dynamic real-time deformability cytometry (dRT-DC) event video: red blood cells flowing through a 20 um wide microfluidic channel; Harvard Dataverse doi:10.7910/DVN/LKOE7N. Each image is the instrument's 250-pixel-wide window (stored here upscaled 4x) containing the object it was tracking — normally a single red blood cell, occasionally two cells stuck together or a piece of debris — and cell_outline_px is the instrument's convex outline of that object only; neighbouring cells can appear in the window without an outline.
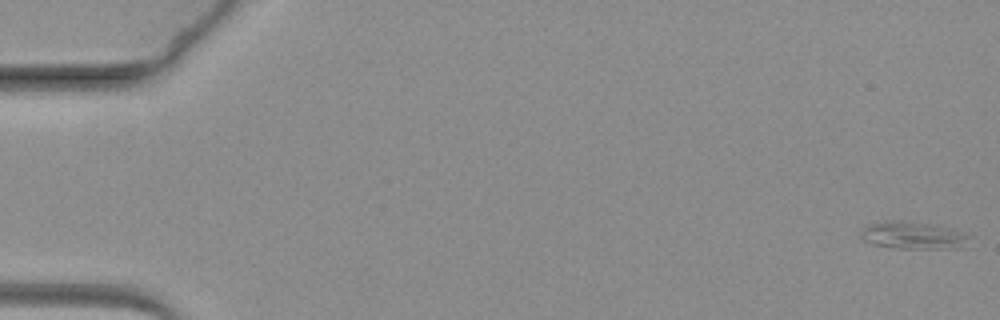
{"species": "common noctule bat (a hibernating species)", "species_latin": "Nyctalus noctula", "temperature_condition": "warm", "stored_images_in_passage": 63, "camera_frame_rate_fps": 3000, "um_per_image_px": 0.085, "animal": {"sex": "female", "body_mass_g": 19.3, "forearm_length_mm": 54.1}, "frame": {"image": 1, "passage_image": 1, "time_ms": 0.0, "image_size_px": [1000, 320], "cell_outline_px": [[968, 248], [896, 248], [872, 244], [860, 240], [860, 232], [868, 224], [884, 220], [904, 220], [952, 228], [964, 232], [968, 236]], "centroid_in_image_um": [77.59, 20.0], "position_along_channel_um": 7.4, "area_um2": 17.63}}
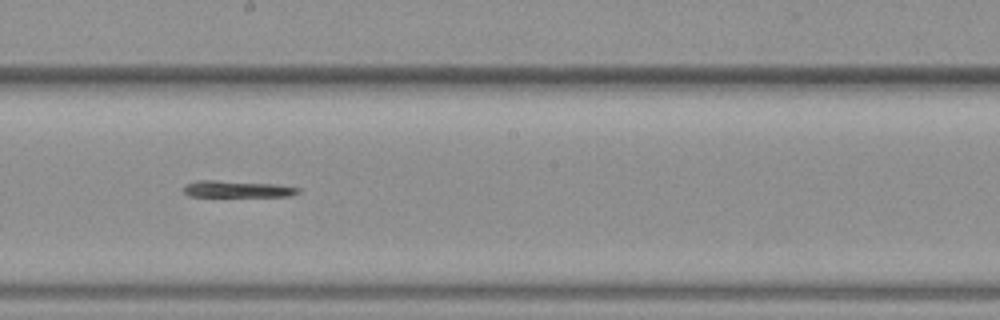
{"frame": {"image": 2, "passage_image": 36, "time_ms": 11.667, "image_size_px": [1000, 320], "cell_outline_px": [[300, 192], [288, 196], [188, 196], [184, 192], [184, 184], [200, 180], [212, 180], [276, 184], [300, 188]], "centroid_in_image_um": [20.15, 16.07], "position_along_channel_um": 228.1, "area_um2": 10.98}}
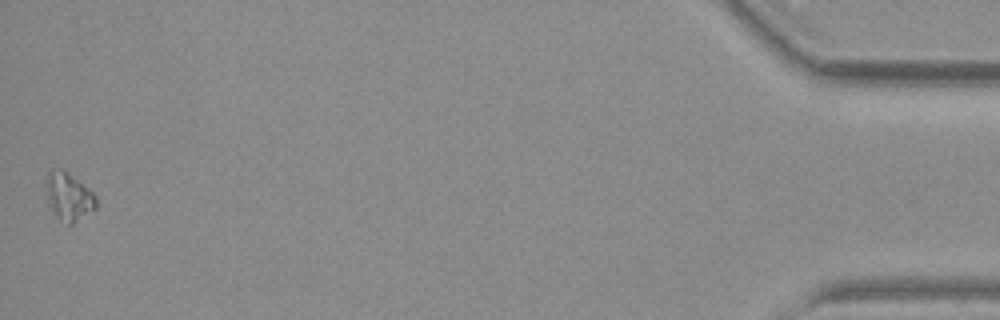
{"frame": {"image": 3, "passage_image": 63, "time_ms": 20.667, "image_size_px": [1000, 320], "cell_outline_px": [[96, 208], [72, 224], [68, 224], [60, 220], [52, 212], [48, 204], [44, 188], [44, 184], [48, 172], [60, 168], [64, 168], [92, 192], [96, 196]], "centroid_in_image_um": [5.79, 16.69], "position_along_channel_um": 429.4, "area_um2": 14.16}}